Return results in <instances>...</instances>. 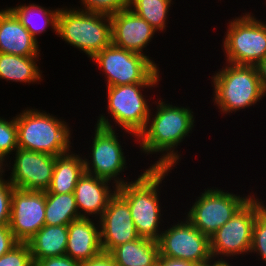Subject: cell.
Segmentation results:
<instances>
[{"mask_svg": "<svg viewBox=\"0 0 266 266\" xmlns=\"http://www.w3.org/2000/svg\"><path fill=\"white\" fill-rule=\"evenodd\" d=\"M156 101L153 102L156 110L151 108L146 127L137 136L136 145L139 144L141 155L144 153L151 157L160 154L148 168L175 169L182 159L181 150L178 152L177 148L194 131L196 113L189 106L170 104L165 98Z\"/></svg>", "mask_w": 266, "mask_h": 266, "instance_id": "1", "label": "cell"}, {"mask_svg": "<svg viewBox=\"0 0 266 266\" xmlns=\"http://www.w3.org/2000/svg\"><path fill=\"white\" fill-rule=\"evenodd\" d=\"M172 170L173 168H145L138 177L135 175L131 182L117 187V192L128 202L140 237L157 241L167 225V219L163 216L166 213L163 211L165 205L162 206L160 193L161 188L165 186V178L167 179Z\"/></svg>", "mask_w": 266, "mask_h": 266, "instance_id": "2", "label": "cell"}, {"mask_svg": "<svg viewBox=\"0 0 266 266\" xmlns=\"http://www.w3.org/2000/svg\"><path fill=\"white\" fill-rule=\"evenodd\" d=\"M66 121L45 110L22 109L16 114L18 148L55 157L69 152L74 148L73 129Z\"/></svg>", "mask_w": 266, "mask_h": 266, "instance_id": "3", "label": "cell"}, {"mask_svg": "<svg viewBox=\"0 0 266 266\" xmlns=\"http://www.w3.org/2000/svg\"><path fill=\"white\" fill-rule=\"evenodd\" d=\"M217 70L211 75L212 103L224 116L244 109L246 111L247 108L258 105L266 96L256 66L224 62L221 69Z\"/></svg>", "mask_w": 266, "mask_h": 266, "instance_id": "4", "label": "cell"}, {"mask_svg": "<svg viewBox=\"0 0 266 266\" xmlns=\"http://www.w3.org/2000/svg\"><path fill=\"white\" fill-rule=\"evenodd\" d=\"M158 85L159 83H135L106 87L105 109L108 113L99 114L95 125L113 130L120 128L119 130L130 132L137 137L146 127L153 105L148 96L144 95L145 89L148 92V89H155Z\"/></svg>", "mask_w": 266, "mask_h": 266, "instance_id": "5", "label": "cell"}, {"mask_svg": "<svg viewBox=\"0 0 266 266\" xmlns=\"http://www.w3.org/2000/svg\"><path fill=\"white\" fill-rule=\"evenodd\" d=\"M57 36L92 59L112 43L111 19L106 15L62 6L58 14Z\"/></svg>", "mask_w": 266, "mask_h": 266, "instance_id": "6", "label": "cell"}, {"mask_svg": "<svg viewBox=\"0 0 266 266\" xmlns=\"http://www.w3.org/2000/svg\"><path fill=\"white\" fill-rule=\"evenodd\" d=\"M93 130L94 132H91L93 133V136L91 135L92 144L89 146L90 152L88 151L86 154L87 157L82 155L85 173L109 180L116 187L131 182L129 175L128 178H125L124 173H122L128 169L126 156L129 155H125L122 148L125 146H122L123 142L121 143L118 135L120 132H123V136L128 133L126 136H132L128 139L134 142H137V137L130 132L108 129L98 125H94Z\"/></svg>", "mask_w": 266, "mask_h": 266, "instance_id": "7", "label": "cell"}, {"mask_svg": "<svg viewBox=\"0 0 266 266\" xmlns=\"http://www.w3.org/2000/svg\"><path fill=\"white\" fill-rule=\"evenodd\" d=\"M242 14L226 23L222 52L227 63L256 66L266 56V21L252 12Z\"/></svg>", "mask_w": 266, "mask_h": 266, "instance_id": "8", "label": "cell"}, {"mask_svg": "<svg viewBox=\"0 0 266 266\" xmlns=\"http://www.w3.org/2000/svg\"><path fill=\"white\" fill-rule=\"evenodd\" d=\"M104 75L105 87L135 83H160L158 68L147 56L108 45L90 59ZM161 80V81H160Z\"/></svg>", "mask_w": 266, "mask_h": 266, "instance_id": "9", "label": "cell"}, {"mask_svg": "<svg viewBox=\"0 0 266 266\" xmlns=\"http://www.w3.org/2000/svg\"><path fill=\"white\" fill-rule=\"evenodd\" d=\"M215 188V189H214ZM195 196L190 208L184 211L185 217L209 238L252 197L253 191L242 195L234 194L220 187L205 188Z\"/></svg>", "mask_w": 266, "mask_h": 266, "instance_id": "10", "label": "cell"}, {"mask_svg": "<svg viewBox=\"0 0 266 266\" xmlns=\"http://www.w3.org/2000/svg\"><path fill=\"white\" fill-rule=\"evenodd\" d=\"M259 214L256 200L251 197L235 214L210 237L214 262L233 261L250 254L254 221Z\"/></svg>", "mask_w": 266, "mask_h": 266, "instance_id": "11", "label": "cell"}, {"mask_svg": "<svg viewBox=\"0 0 266 266\" xmlns=\"http://www.w3.org/2000/svg\"><path fill=\"white\" fill-rule=\"evenodd\" d=\"M178 221V222H177ZM164 227L159 239V255L208 266L214 262L210 238L196 228L185 216Z\"/></svg>", "mask_w": 266, "mask_h": 266, "instance_id": "12", "label": "cell"}, {"mask_svg": "<svg viewBox=\"0 0 266 266\" xmlns=\"http://www.w3.org/2000/svg\"><path fill=\"white\" fill-rule=\"evenodd\" d=\"M12 156L7 159L4 167V172L11 170L10 176L7 177L11 185L26 191H47L56 157L21 148Z\"/></svg>", "mask_w": 266, "mask_h": 266, "instance_id": "13", "label": "cell"}, {"mask_svg": "<svg viewBox=\"0 0 266 266\" xmlns=\"http://www.w3.org/2000/svg\"><path fill=\"white\" fill-rule=\"evenodd\" d=\"M45 191L14 188L9 228L18 242H27L45 225Z\"/></svg>", "mask_w": 266, "mask_h": 266, "instance_id": "14", "label": "cell"}, {"mask_svg": "<svg viewBox=\"0 0 266 266\" xmlns=\"http://www.w3.org/2000/svg\"><path fill=\"white\" fill-rule=\"evenodd\" d=\"M101 246L103 251L138 239L128 202L116 192L99 218Z\"/></svg>", "mask_w": 266, "mask_h": 266, "instance_id": "15", "label": "cell"}, {"mask_svg": "<svg viewBox=\"0 0 266 266\" xmlns=\"http://www.w3.org/2000/svg\"><path fill=\"white\" fill-rule=\"evenodd\" d=\"M110 19L112 44L125 50L147 56L160 68L159 64L153 60L154 58L149 57L147 55L148 52H146V48L152 42L155 34L159 33L156 29L146 20L133 13L129 8L114 14Z\"/></svg>", "mask_w": 266, "mask_h": 266, "instance_id": "16", "label": "cell"}, {"mask_svg": "<svg viewBox=\"0 0 266 266\" xmlns=\"http://www.w3.org/2000/svg\"><path fill=\"white\" fill-rule=\"evenodd\" d=\"M116 192L117 187L111 181L84 172L73 192L79 215L99 219Z\"/></svg>", "mask_w": 266, "mask_h": 266, "instance_id": "17", "label": "cell"}, {"mask_svg": "<svg viewBox=\"0 0 266 266\" xmlns=\"http://www.w3.org/2000/svg\"><path fill=\"white\" fill-rule=\"evenodd\" d=\"M14 12L0 9V53L17 56H41V48Z\"/></svg>", "mask_w": 266, "mask_h": 266, "instance_id": "18", "label": "cell"}, {"mask_svg": "<svg viewBox=\"0 0 266 266\" xmlns=\"http://www.w3.org/2000/svg\"><path fill=\"white\" fill-rule=\"evenodd\" d=\"M102 251L99 219L82 217L68 224L66 256L81 263Z\"/></svg>", "mask_w": 266, "mask_h": 266, "instance_id": "19", "label": "cell"}, {"mask_svg": "<svg viewBox=\"0 0 266 266\" xmlns=\"http://www.w3.org/2000/svg\"><path fill=\"white\" fill-rule=\"evenodd\" d=\"M69 152L56 156L53 175L49 188L45 193L66 194L73 193L78 179L85 172L82 154Z\"/></svg>", "mask_w": 266, "mask_h": 266, "instance_id": "20", "label": "cell"}, {"mask_svg": "<svg viewBox=\"0 0 266 266\" xmlns=\"http://www.w3.org/2000/svg\"><path fill=\"white\" fill-rule=\"evenodd\" d=\"M41 56H17L0 53V80L6 82H19L23 85L28 83L40 84L43 81L42 70L38 65ZM43 76V77H42Z\"/></svg>", "mask_w": 266, "mask_h": 266, "instance_id": "21", "label": "cell"}, {"mask_svg": "<svg viewBox=\"0 0 266 266\" xmlns=\"http://www.w3.org/2000/svg\"><path fill=\"white\" fill-rule=\"evenodd\" d=\"M21 21L22 25L38 41V36L51 29L57 36L58 14L60 8L44 7L39 4H16L9 7Z\"/></svg>", "mask_w": 266, "mask_h": 266, "instance_id": "22", "label": "cell"}, {"mask_svg": "<svg viewBox=\"0 0 266 266\" xmlns=\"http://www.w3.org/2000/svg\"><path fill=\"white\" fill-rule=\"evenodd\" d=\"M109 253L118 266H156L159 246L156 240L139 237L113 248Z\"/></svg>", "mask_w": 266, "mask_h": 266, "instance_id": "23", "label": "cell"}, {"mask_svg": "<svg viewBox=\"0 0 266 266\" xmlns=\"http://www.w3.org/2000/svg\"><path fill=\"white\" fill-rule=\"evenodd\" d=\"M68 242V225H44L27 244L32 259L64 256Z\"/></svg>", "mask_w": 266, "mask_h": 266, "instance_id": "24", "label": "cell"}, {"mask_svg": "<svg viewBox=\"0 0 266 266\" xmlns=\"http://www.w3.org/2000/svg\"><path fill=\"white\" fill-rule=\"evenodd\" d=\"M79 218L73 193H46L45 225H68Z\"/></svg>", "mask_w": 266, "mask_h": 266, "instance_id": "25", "label": "cell"}, {"mask_svg": "<svg viewBox=\"0 0 266 266\" xmlns=\"http://www.w3.org/2000/svg\"><path fill=\"white\" fill-rule=\"evenodd\" d=\"M173 0H128V8L159 33H165Z\"/></svg>", "mask_w": 266, "mask_h": 266, "instance_id": "26", "label": "cell"}, {"mask_svg": "<svg viewBox=\"0 0 266 266\" xmlns=\"http://www.w3.org/2000/svg\"><path fill=\"white\" fill-rule=\"evenodd\" d=\"M17 149L16 115L9 119L0 116V158L6 162Z\"/></svg>", "mask_w": 266, "mask_h": 266, "instance_id": "27", "label": "cell"}, {"mask_svg": "<svg viewBox=\"0 0 266 266\" xmlns=\"http://www.w3.org/2000/svg\"><path fill=\"white\" fill-rule=\"evenodd\" d=\"M76 9L106 16H113L128 9V0H80Z\"/></svg>", "mask_w": 266, "mask_h": 266, "instance_id": "28", "label": "cell"}, {"mask_svg": "<svg viewBox=\"0 0 266 266\" xmlns=\"http://www.w3.org/2000/svg\"><path fill=\"white\" fill-rule=\"evenodd\" d=\"M0 266H34L27 242H18L7 253L0 256Z\"/></svg>", "mask_w": 266, "mask_h": 266, "instance_id": "29", "label": "cell"}, {"mask_svg": "<svg viewBox=\"0 0 266 266\" xmlns=\"http://www.w3.org/2000/svg\"><path fill=\"white\" fill-rule=\"evenodd\" d=\"M250 253L266 265V219L260 213L254 221Z\"/></svg>", "mask_w": 266, "mask_h": 266, "instance_id": "30", "label": "cell"}, {"mask_svg": "<svg viewBox=\"0 0 266 266\" xmlns=\"http://www.w3.org/2000/svg\"><path fill=\"white\" fill-rule=\"evenodd\" d=\"M0 173V226L9 225L11 197L14 187L8 179H5V174Z\"/></svg>", "mask_w": 266, "mask_h": 266, "instance_id": "31", "label": "cell"}, {"mask_svg": "<svg viewBox=\"0 0 266 266\" xmlns=\"http://www.w3.org/2000/svg\"><path fill=\"white\" fill-rule=\"evenodd\" d=\"M34 266H79L80 262L69 256H54L44 259H33Z\"/></svg>", "mask_w": 266, "mask_h": 266, "instance_id": "32", "label": "cell"}, {"mask_svg": "<svg viewBox=\"0 0 266 266\" xmlns=\"http://www.w3.org/2000/svg\"><path fill=\"white\" fill-rule=\"evenodd\" d=\"M18 241L14 238L9 225L0 226V256L7 253Z\"/></svg>", "mask_w": 266, "mask_h": 266, "instance_id": "33", "label": "cell"}, {"mask_svg": "<svg viewBox=\"0 0 266 266\" xmlns=\"http://www.w3.org/2000/svg\"><path fill=\"white\" fill-rule=\"evenodd\" d=\"M79 266H118L109 252L102 251Z\"/></svg>", "mask_w": 266, "mask_h": 266, "instance_id": "34", "label": "cell"}, {"mask_svg": "<svg viewBox=\"0 0 266 266\" xmlns=\"http://www.w3.org/2000/svg\"><path fill=\"white\" fill-rule=\"evenodd\" d=\"M156 266H201L195 262L180 260V259H172L169 257H158Z\"/></svg>", "mask_w": 266, "mask_h": 266, "instance_id": "35", "label": "cell"}, {"mask_svg": "<svg viewBox=\"0 0 266 266\" xmlns=\"http://www.w3.org/2000/svg\"><path fill=\"white\" fill-rule=\"evenodd\" d=\"M261 87L266 92V56L256 65Z\"/></svg>", "mask_w": 266, "mask_h": 266, "instance_id": "36", "label": "cell"}, {"mask_svg": "<svg viewBox=\"0 0 266 266\" xmlns=\"http://www.w3.org/2000/svg\"><path fill=\"white\" fill-rule=\"evenodd\" d=\"M257 193L253 192L252 194V197L256 200L257 202V206H258V209H259V213L266 219V202L265 200H262L261 198L259 199L258 196H256ZM265 202V203H264Z\"/></svg>", "mask_w": 266, "mask_h": 266, "instance_id": "37", "label": "cell"}, {"mask_svg": "<svg viewBox=\"0 0 266 266\" xmlns=\"http://www.w3.org/2000/svg\"><path fill=\"white\" fill-rule=\"evenodd\" d=\"M234 262H213L208 266H237V264H232Z\"/></svg>", "mask_w": 266, "mask_h": 266, "instance_id": "38", "label": "cell"}, {"mask_svg": "<svg viewBox=\"0 0 266 266\" xmlns=\"http://www.w3.org/2000/svg\"><path fill=\"white\" fill-rule=\"evenodd\" d=\"M5 162L0 158V173H4Z\"/></svg>", "mask_w": 266, "mask_h": 266, "instance_id": "39", "label": "cell"}]
</instances>
